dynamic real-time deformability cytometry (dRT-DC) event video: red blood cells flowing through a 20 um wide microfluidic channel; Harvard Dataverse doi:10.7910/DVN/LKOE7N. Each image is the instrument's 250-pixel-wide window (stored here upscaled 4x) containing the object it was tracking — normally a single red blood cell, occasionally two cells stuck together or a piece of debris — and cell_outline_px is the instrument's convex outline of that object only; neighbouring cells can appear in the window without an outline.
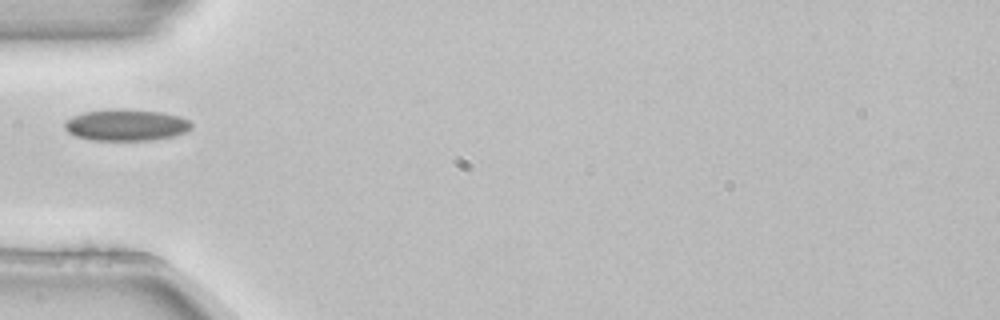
{"species": "common noctule bat (a hibernating species)", "species_latin": "Nyctalus noctula", "temperature_condition": "room temperature", "stored_images_in_passage": 1, "camera_frame_rate_fps": 3000, "um_per_image_px": 0.085, "animal": {"sex": "female", "body_mass_g": 22.7, "forearm_length_mm": 54.2}, "frame": {"image": 1, "passage_image": 1, "time_ms": 0.0, "image_size_px": [1000, 320], "cell_outline_px": [[192, 128], [184, 132], [172, 136], [152, 140], [92, 140], [76, 136], [68, 132], [64, 128], [64, 124], [72, 116], [84, 112], [124, 108], [160, 112], [180, 116], [188, 120], [192, 124]], "centroid_in_image_um": [10.72, 10.62], "position_along_channel_um": 74.3, "area_um2": 23.18}}